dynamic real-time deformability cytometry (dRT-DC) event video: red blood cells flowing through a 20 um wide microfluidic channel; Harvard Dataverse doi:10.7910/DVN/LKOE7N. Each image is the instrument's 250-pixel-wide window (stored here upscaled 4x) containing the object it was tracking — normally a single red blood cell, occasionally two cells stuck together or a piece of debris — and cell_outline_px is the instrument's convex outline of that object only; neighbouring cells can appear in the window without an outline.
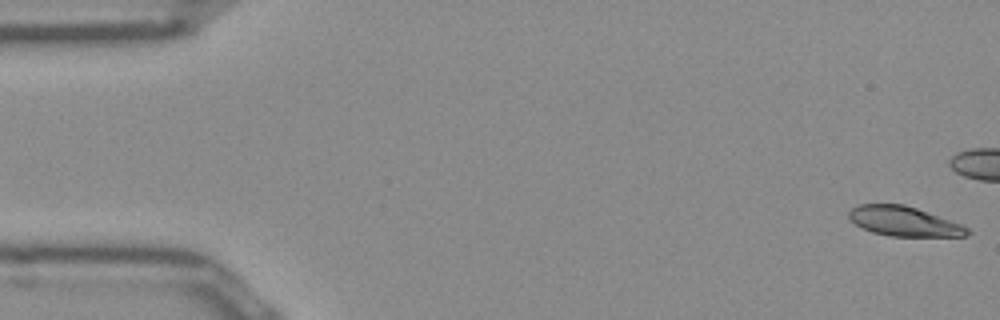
{"species": "Egyptian fruit bat (a non-hibernating species)", "species_latin": "Rousettus aegyptiacus", "temperature_condition": "room temperature", "stored_images_in_passage": 52, "camera_frame_rate_fps": 3000, "um_per_image_px": 0.085, "frame": {"image": 1, "passage_image": 1, "time_ms": 0.0, "image_size_px": [1000, 320], "cell_outline_px": [[972, 232], [968, 236], [888, 236], [872, 232], [856, 224], [848, 216], [848, 212], [852, 208], [860, 204], [904, 204], [916, 208], [960, 224], [968, 228]], "centroid_in_image_um": [76.84, 18.82], "position_along_channel_um": 8.2, "area_um2": 20.23}}
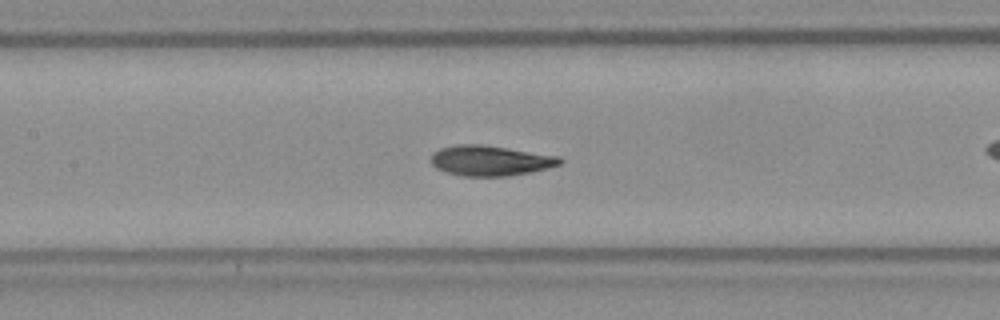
{"frame": {"image": 2, "passage_image": 23, "time_ms": 7.333, "image_size_px": [1000, 320], "cell_outline_px": [[564, 160], [560, 164], [548, 168], [508, 176], [460, 176], [436, 168], [432, 164], [432, 156], [440, 148], [460, 144], [480, 144], [560, 156]], "centroid_in_image_um": [41.7, 13.65], "position_along_channel_um": 165.7, "area_um2": 22.48}}
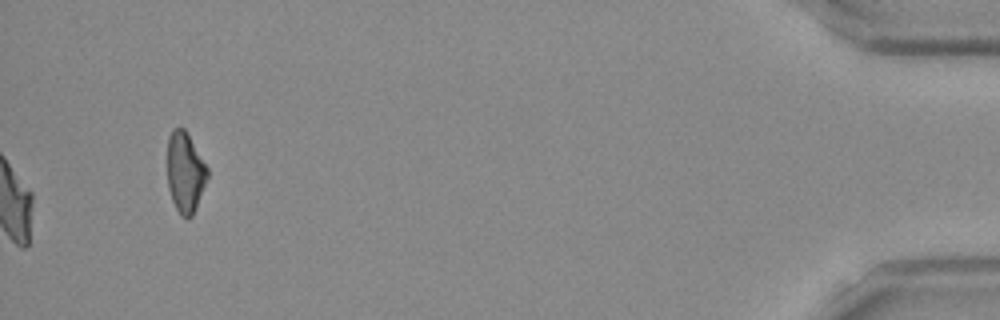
{"frame": {"image": 3, "passage_image": 52, "time_ms": 17.0, "image_size_px": [1000, 320], "cell_outline_px": [[208, 176], [196, 208], [192, 216], [188, 220], [180, 216], [172, 200], [168, 188], [168, 136], [172, 128], [180, 124], [184, 128], [208, 168]], "centroid_in_image_um": [15.73, 14.64], "position_along_channel_um": 419.5, "area_um2": 18.9}, "authors_computed_cell_mechanics": {"area_um2": 22.5709, "velocity_mm_per_s": 3.9327, "shape_relaxation_time_tau1_ms": 7.1982, "shape_relaxation_time_tau2_ms": 1.9565, "deformation_change_tau1": 0.1965, "deformation_change_tau2": 0.081}}